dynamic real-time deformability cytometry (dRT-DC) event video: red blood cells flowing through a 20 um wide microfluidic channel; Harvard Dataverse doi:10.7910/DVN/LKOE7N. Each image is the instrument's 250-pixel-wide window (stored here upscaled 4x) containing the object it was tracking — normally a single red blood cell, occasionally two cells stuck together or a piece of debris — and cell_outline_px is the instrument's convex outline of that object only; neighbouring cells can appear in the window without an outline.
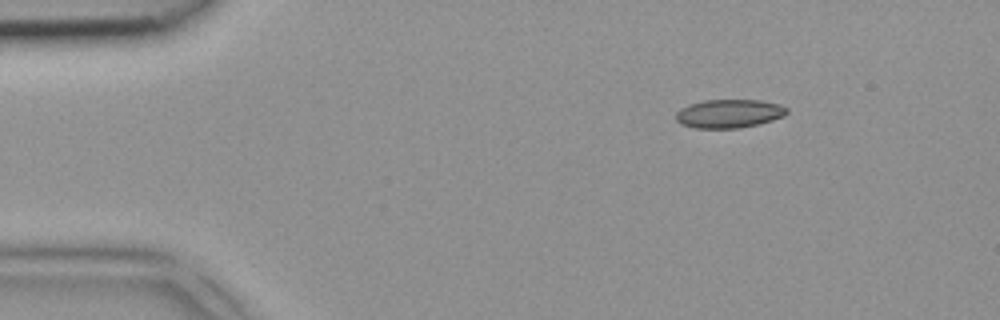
{"species": "common noctule bat (a hibernating species)", "species_latin": "Nyctalus noctula", "temperature_condition": "room temperature", "stored_images_in_passage": 3, "camera_frame_rate_fps": 3000, "um_per_image_px": 0.085, "animal": {"sex": "female", "body_mass_g": 18.4}, "frame": {"image": 1, "passage_image": 1, "time_ms": 0.0, "image_size_px": [1000, 320], "cell_outline_px": [[788, 112], [784, 116], [760, 124], [740, 128], [696, 128], [680, 124], [676, 120], [676, 112], [680, 108], [688, 104], [704, 100], [760, 100], [780, 104], [788, 108]], "centroid_in_image_um": [61.97, 9.65], "position_along_channel_um": 23.0, "area_um2": 18.67}}
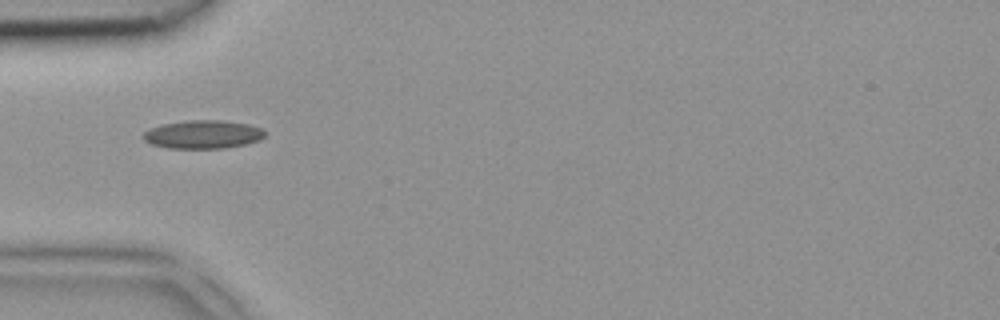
{"frame": {"image": 2, "passage_image": 3, "time_ms": 0.667, "image_size_px": [1000, 320], "cell_outline_px": [[264, 136], [260, 140], [244, 144], [224, 148], [168, 148], [152, 144], [144, 140], [144, 132], [160, 124], [188, 120], [220, 120], [248, 124], [260, 128], [264, 132]], "centroid_in_image_um": [17.24, 11.42], "position_along_channel_um": 67.8, "area_um2": 19.88}}